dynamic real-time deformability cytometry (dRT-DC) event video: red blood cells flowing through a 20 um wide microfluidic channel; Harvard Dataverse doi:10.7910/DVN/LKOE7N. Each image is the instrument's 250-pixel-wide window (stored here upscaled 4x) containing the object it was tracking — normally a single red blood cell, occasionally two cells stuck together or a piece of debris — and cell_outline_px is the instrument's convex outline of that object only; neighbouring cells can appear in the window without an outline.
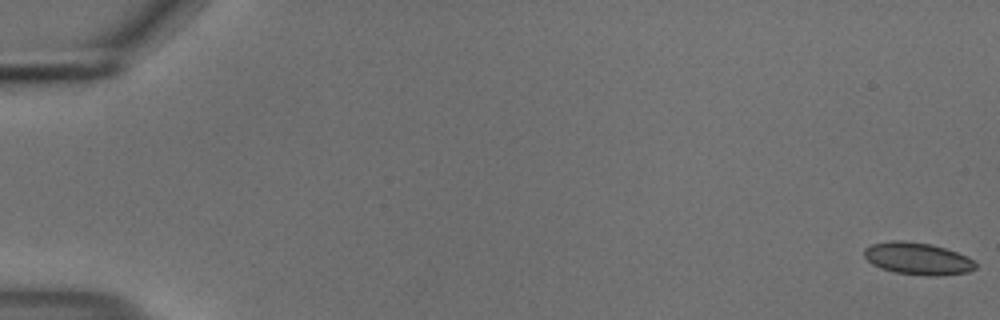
{"species": "common noctule bat (a hibernating species)", "species_latin": "Nyctalus noctula", "temperature_condition": "cold", "stored_images_in_passage": 56, "camera_frame_rate_fps": 3000, "um_per_image_px": 0.085, "animal": {"sex": "male", "body_mass_g": 18.8}, "frame": {"image": 1, "passage_image": 1, "time_ms": 0.0, "image_size_px": [1000, 320], "cell_outline_px": [[976, 268], [968, 272], [936, 276], [928, 276], [896, 272], [880, 268], [872, 264], [864, 256], [864, 248], [872, 244], [888, 240], [904, 240], [928, 244], [944, 248], [968, 256], [976, 264]], "centroid_in_image_um": [77.98, 21.98], "position_along_channel_um": 7.0, "area_um2": 20.81}}
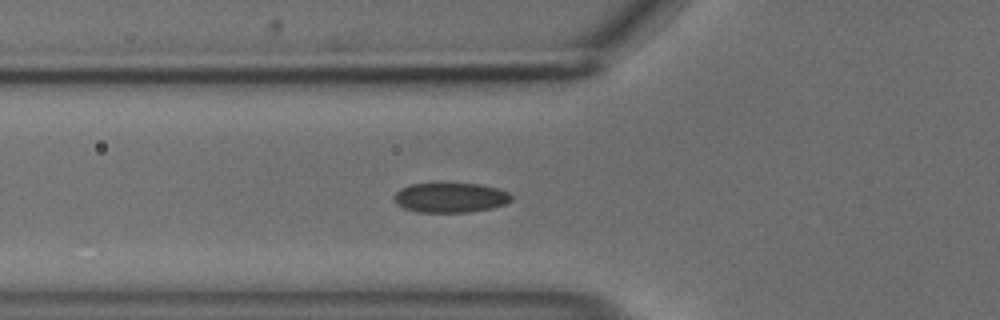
{"frame": {"image": 2, "passage_image": 21, "time_ms": 6.667, "image_size_px": [1000, 320], "cell_outline_px": [[512, 200], [504, 204], [492, 208], [468, 212], [420, 212], [404, 208], [396, 204], [392, 200], [392, 196], [400, 188], [412, 184], [444, 180], [480, 184], [500, 188], [508, 192], [512, 196]], "centroid_in_image_um": [38.25, 16.74], "position_along_channel_um": 87.5, "area_um2": 21.39}}
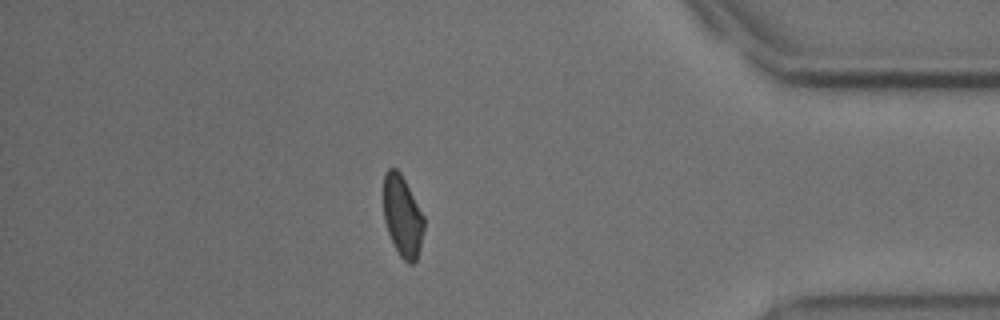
{"frame": {"image": 3, "passage_image": 49, "time_ms": 16.0, "image_size_px": [1000, 320], "cell_outline_px": [[424, 228], [416, 260], [412, 264], [408, 264], [400, 256], [388, 232], [384, 220], [384, 176], [388, 168], [396, 168], [400, 172], [424, 216]], "centroid_in_image_um": [34.21, 18.37], "position_along_channel_um": 401.0, "area_um2": 18.79}, "authors_computed_cell_mechanics": {"area_um2": 20.6635, "velocity_mm_per_s": 3.6858, "shape_relaxation_time_tau1_ms": 3.6541, "shape_relaxation_time_tau2_ms": 2.8545, "deformation_change_tau1": 0.0884, "deformation_change_tau2": 0.0701}}